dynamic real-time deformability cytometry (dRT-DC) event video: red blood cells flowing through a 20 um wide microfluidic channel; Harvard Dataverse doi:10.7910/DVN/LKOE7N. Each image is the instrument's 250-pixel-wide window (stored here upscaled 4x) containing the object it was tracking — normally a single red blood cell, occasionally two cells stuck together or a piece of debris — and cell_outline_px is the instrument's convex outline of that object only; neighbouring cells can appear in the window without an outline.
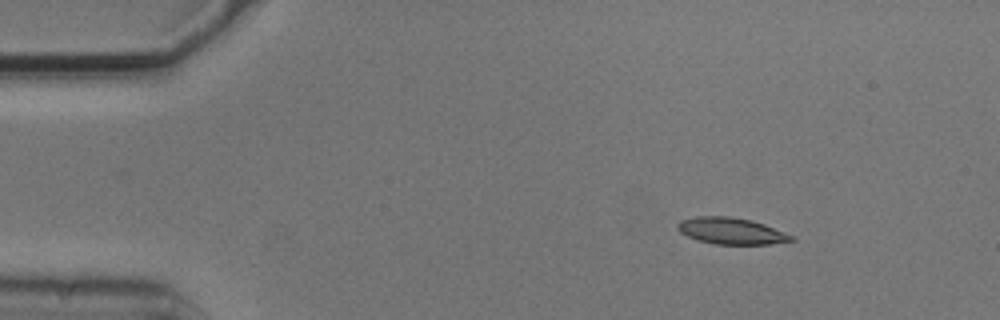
{"species": "common noctule bat (a hibernating species)", "species_latin": "Nyctalus noctula", "temperature_condition": "cold", "stored_images_in_passage": 4, "segment_of_instrument_passage": [1, 2], "camera_frame_rate_fps": 3000, "um_per_image_px": 0.085, "animal": {"sex": "male", "body_mass_g": 20.5, "forearm_length_mm": 52.5}, "frame": {"image": 1, "passage_image": 1, "time_ms": 0.0, "image_size_px": [1000, 320], "cell_outline_px": [[796, 240], [772, 244], [716, 244], [700, 240], [688, 236], [680, 232], [676, 228], [676, 224], [680, 220], [696, 216], [732, 216], [752, 220], [764, 224], [796, 236]], "centroid_in_image_um": [62.19, 19.62], "position_along_channel_um": 22.8, "area_um2": 17.74}}